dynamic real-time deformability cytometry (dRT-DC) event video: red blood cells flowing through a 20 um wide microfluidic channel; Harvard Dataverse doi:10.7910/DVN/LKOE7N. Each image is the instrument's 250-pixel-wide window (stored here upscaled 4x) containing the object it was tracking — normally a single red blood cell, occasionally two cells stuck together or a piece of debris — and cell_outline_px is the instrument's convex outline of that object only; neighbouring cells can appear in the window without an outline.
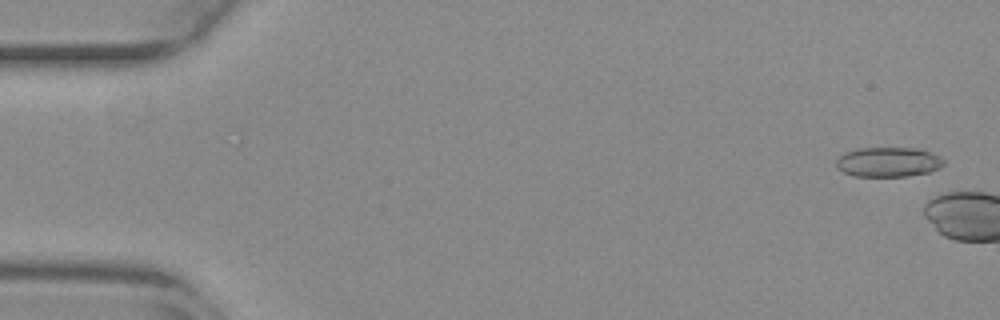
{"species": "common noctule bat (a hibernating species)", "species_latin": "Nyctalus noctula", "temperature_condition": "warm", "stored_images_in_passage": 5, "camera_frame_rate_fps": 3000, "um_per_image_px": 0.085, "animal": {"sex": "female", "body_mass_g": 29.2, "forearm_length_mm": 56.3}, "frame": {"image": 1, "passage_image": 2, "time_ms": 0.333, "image_size_px": [1000, 320], "cell_outline_px": [[944, 164], [940, 168], [928, 172], [908, 176], [856, 176], [844, 172], [836, 168], [836, 160], [844, 152], [856, 148], [920, 148], [940, 156], [944, 160]], "centroid_in_image_um": [75.5, 13.76], "position_along_channel_um": 9.5, "area_um2": 18.73}}